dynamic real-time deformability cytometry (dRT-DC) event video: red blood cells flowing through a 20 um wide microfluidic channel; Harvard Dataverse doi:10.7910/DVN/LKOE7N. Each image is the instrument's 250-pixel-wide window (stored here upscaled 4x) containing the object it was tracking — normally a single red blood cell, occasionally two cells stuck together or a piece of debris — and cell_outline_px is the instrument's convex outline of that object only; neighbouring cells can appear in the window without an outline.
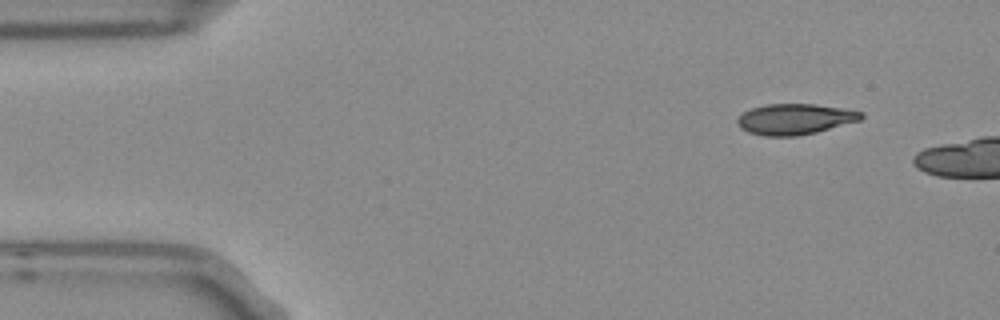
{"species": "Egyptian fruit bat (a non-hibernating species)", "species_latin": "Rousettus aegyptiacus", "temperature_condition": "room temperature", "stored_images_in_passage": 2, "camera_frame_rate_fps": 3000, "um_per_image_px": 0.085, "frame": {"image": 1, "passage_image": 1, "time_ms": 0.0, "image_size_px": [1000, 320], "cell_outline_px": [[864, 116], [860, 120], [816, 132], [796, 136], [764, 136], [748, 132], [740, 128], [736, 120], [744, 112], [752, 108], [768, 104], [816, 104], [844, 108], [864, 112]], "centroid_in_image_um": [67.58, 10.12], "position_along_channel_um": 17.4, "area_um2": 22.14}}